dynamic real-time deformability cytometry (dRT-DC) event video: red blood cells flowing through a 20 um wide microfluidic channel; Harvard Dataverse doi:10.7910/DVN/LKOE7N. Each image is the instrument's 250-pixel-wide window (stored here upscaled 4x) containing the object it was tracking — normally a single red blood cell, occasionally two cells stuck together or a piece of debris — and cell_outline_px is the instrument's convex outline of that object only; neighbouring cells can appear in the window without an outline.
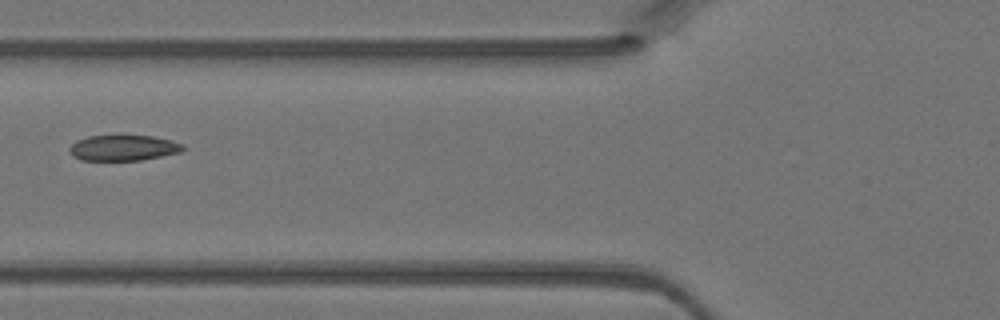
{"species": "Egyptian fruit bat (a non-hibernating species)", "species_latin": "Rousettus aegyptiacus", "temperature_condition": "warm", "stored_images_in_passage": 5, "camera_frame_rate_fps": 3000, "um_per_image_px": 0.085, "animal": {"sex": "female"}, "frame": {"image": 1, "passage_image": 5, "time_ms": 1.333, "image_size_px": [1000, 320], "cell_outline_px": [[188, 148], [180, 152], [144, 160], [80, 160], [72, 156], [68, 148], [76, 140], [88, 136], [120, 132], [124, 132], [152, 136], [172, 140], [184, 144]], "centroid_in_image_um": [10.5, 12.51], "position_along_channel_um": 115.3, "area_um2": 18.09}}